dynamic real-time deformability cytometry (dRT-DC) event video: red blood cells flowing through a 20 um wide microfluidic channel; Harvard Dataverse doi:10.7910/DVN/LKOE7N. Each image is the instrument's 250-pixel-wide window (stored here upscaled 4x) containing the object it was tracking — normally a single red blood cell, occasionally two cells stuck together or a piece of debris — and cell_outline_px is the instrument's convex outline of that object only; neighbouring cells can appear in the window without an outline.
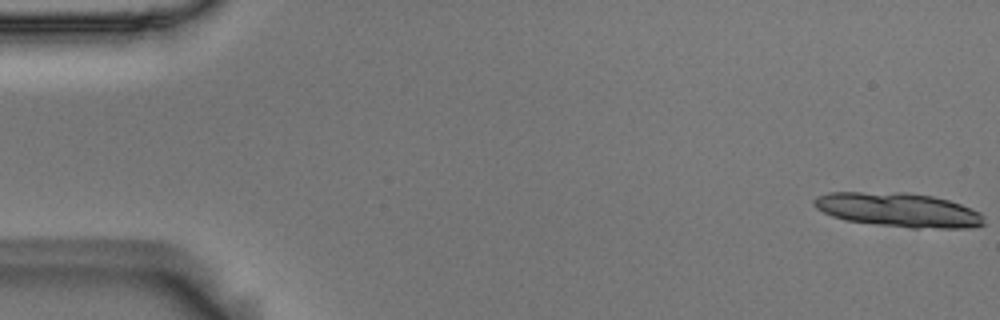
{"species": "Egyptian fruit bat (a non-hibernating species)", "species_latin": "Rousettus aegyptiacus", "temperature_condition": "room temperature", "stored_images_in_passage": 5, "camera_frame_rate_fps": 3000, "um_per_image_px": 0.085, "animal": {"sex": "male"}, "frame": {"image": 1, "passage_image": 1, "time_ms": 0.0, "image_size_px": [1000, 320], "cell_outline_px": [[984, 224], [976, 228], [912, 228], [844, 220], [832, 216], [816, 208], [812, 204], [812, 200], [816, 196], [828, 192], [904, 192], [932, 196], [948, 200], [972, 208], [980, 212], [984, 216]], "centroid_in_image_um": [76.37, 17.84], "position_along_channel_um": 8.6, "area_um2": 34.1}}